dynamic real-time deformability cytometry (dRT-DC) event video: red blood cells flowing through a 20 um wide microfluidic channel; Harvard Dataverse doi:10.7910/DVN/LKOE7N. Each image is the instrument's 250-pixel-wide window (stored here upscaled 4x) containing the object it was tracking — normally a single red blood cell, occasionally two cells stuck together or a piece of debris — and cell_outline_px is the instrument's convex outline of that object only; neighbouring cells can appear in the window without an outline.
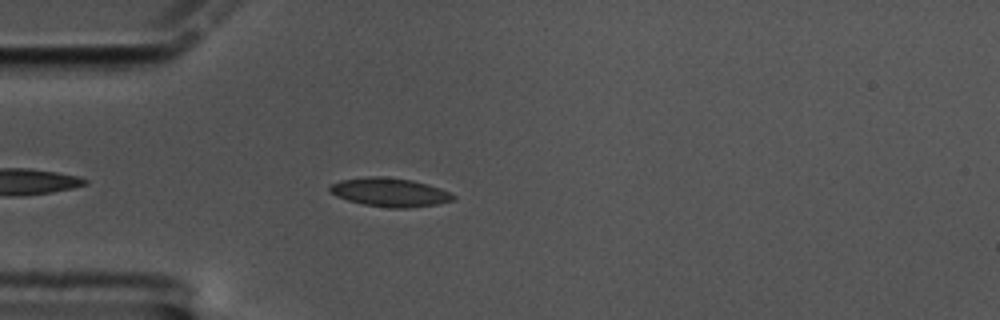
{"species": "common noctule bat (a hibernating species)", "species_latin": "Nyctalus noctula", "temperature_condition": "cold", "stored_images_in_passage": 18, "camera_frame_rate_fps": 3000, "um_per_image_px": 0.085, "animal": {"sex": "male", "body_mass_g": 17.5, "forearm_length_mm": 52.3}, "frame": {"image": 1, "passage_image": 6, "time_ms": 1.667, "image_size_px": [1000, 320], "cell_outline_px": [[456, 200], [436, 204], [408, 208], [388, 208], [364, 204], [348, 200], [336, 196], [328, 192], [328, 188], [332, 184], [340, 180], [368, 176], [380, 176], [412, 180], [428, 184], [440, 188], [456, 196]], "centroid_in_image_um": [33.12, 16.34], "position_along_channel_um": 51.9, "area_um2": 20.69}}